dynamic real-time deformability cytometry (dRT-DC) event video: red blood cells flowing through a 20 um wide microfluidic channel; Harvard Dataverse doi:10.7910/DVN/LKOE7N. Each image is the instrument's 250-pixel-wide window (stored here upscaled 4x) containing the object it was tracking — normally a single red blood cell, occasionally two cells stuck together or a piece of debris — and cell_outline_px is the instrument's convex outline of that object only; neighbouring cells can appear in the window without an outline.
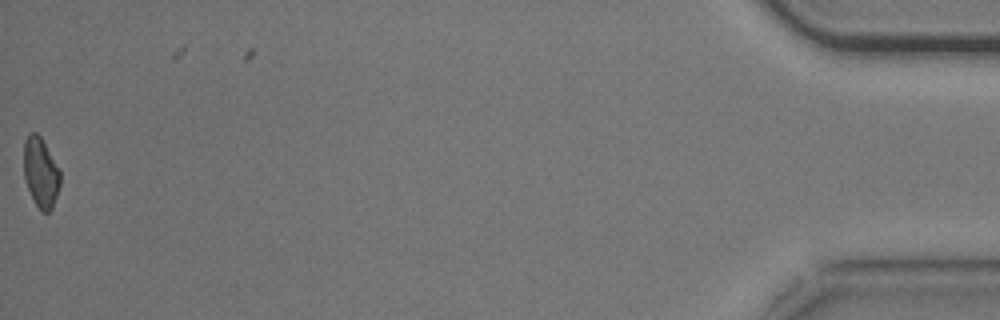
{"species": "common noctule bat (a hibernating species)", "species_latin": "Nyctalus noctula", "temperature_condition": "cold", "stored_images_in_passage": 42, "camera_frame_rate_fps": 3000, "um_per_image_px": 0.085, "animal": {"sex": "male", "body_mass_g": 20.5, "forearm_length_mm": 52.5}, "frame": {"image": 1, "passage_image": 41, "time_ms": 13.333, "image_size_px": [1000, 320], "cell_outline_px": [[60, 184], [52, 208], [48, 212], [44, 212], [36, 204], [28, 188], [24, 176], [24, 140], [32, 132], [36, 132], [40, 136], [60, 172]], "centroid_in_image_um": [3.45, 14.65], "position_along_channel_um": 431.7, "area_um2": 14.33}, "authors_computed_cell_mechanics": {"area_um2": 16.2418, "velocity_mm_per_s": 3.7247, "shape_relaxation_time_tau1_ms": 8.2212, "shape_relaxation_time_tau2_ms": 2.9026, "deformation_change_tau1": 0.1455, "deformation_change_tau2": 0.0803}}